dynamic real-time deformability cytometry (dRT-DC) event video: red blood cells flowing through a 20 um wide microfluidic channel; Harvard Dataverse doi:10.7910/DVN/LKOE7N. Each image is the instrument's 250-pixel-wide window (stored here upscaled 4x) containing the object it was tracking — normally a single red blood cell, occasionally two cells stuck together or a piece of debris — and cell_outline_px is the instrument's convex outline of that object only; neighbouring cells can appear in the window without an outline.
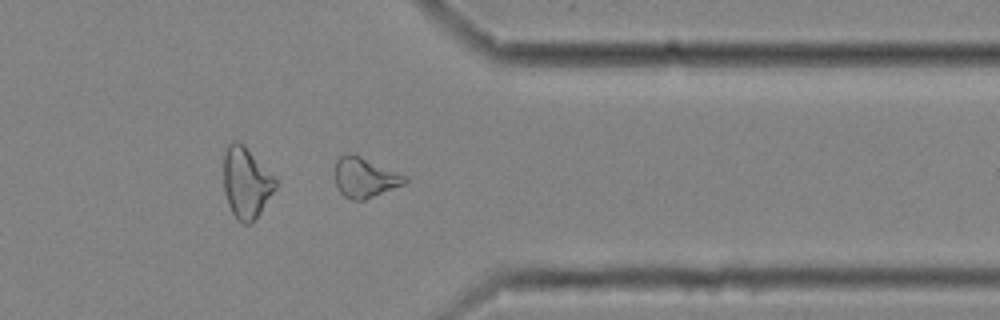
{"species": "common noctule bat (a hibernating species)", "species_latin": "Nyctalus noctula", "temperature_condition": "cold", "stored_images_in_passage": 39, "camera_frame_rate_fps": 3000, "um_per_image_px": 0.085, "animal": {"sex": "female", "body_mass_g": 25.1}, "frame": {"image": 1, "passage_image": 28, "time_ms": 9.0, "image_size_px": [1000, 320], "cell_outline_px": [[408, 180], [404, 184], [364, 200], [352, 200], [344, 196], [340, 192], [336, 184], [336, 160], [340, 156], [360, 156], [408, 176]], "centroid_in_image_um": [31.04, 15.12], "position_along_channel_um": 380.4, "area_um2": 15.9}}